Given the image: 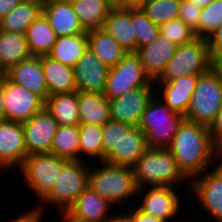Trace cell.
I'll list each match as a JSON object with an SVG mask.
<instances>
[{"mask_svg": "<svg viewBox=\"0 0 222 222\" xmlns=\"http://www.w3.org/2000/svg\"><path fill=\"white\" fill-rule=\"evenodd\" d=\"M188 180L203 174L216 163V145L208 127L186 119L167 148ZM210 167V168H209Z\"/></svg>", "mask_w": 222, "mask_h": 222, "instance_id": "cell-1", "label": "cell"}, {"mask_svg": "<svg viewBox=\"0 0 222 222\" xmlns=\"http://www.w3.org/2000/svg\"><path fill=\"white\" fill-rule=\"evenodd\" d=\"M132 169L138 189L148 186H168L177 189L182 182L185 184V181L190 185V180H187L179 169L176 159L167 148H148Z\"/></svg>", "mask_w": 222, "mask_h": 222, "instance_id": "cell-2", "label": "cell"}, {"mask_svg": "<svg viewBox=\"0 0 222 222\" xmlns=\"http://www.w3.org/2000/svg\"><path fill=\"white\" fill-rule=\"evenodd\" d=\"M97 168H89L88 187L112 205L131 200L137 195L134 171L130 166L110 165L99 162Z\"/></svg>", "mask_w": 222, "mask_h": 222, "instance_id": "cell-3", "label": "cell"}, {"mask_svg": "<svg viewBox=\"0 0 222 222\" xmlns=\"http://www.w3.org/2000/svg\"><path fill=\"white\" fill-rule=\"evenodd\" d=\"M185 116L170 109L155 94L142 113L138 126L146 135L148 148H168Z\"/></svg>", "mask_w": 222, "mask_h": 222, "instance_id": "cell-4", "label": "cell"}, {"mask_svg": "<svg viewBox=\"0 0 222 222\" xmlns=\"http://www.w3.org/2000/svg\"><path fill=\"white\" fill-rule=\"evenodd\" d=\"M85 160H69L60 172L50 193L36 208L44 213V204L56 206L58 212L69 210L76 199L88 187L90 164ZM47 204V205H46Z\"/></svg>", "mask_w": 222, "mask_h": 222, "instance_id": "cell-5", "label": "cell"}, {"mask_svg": "<svg viewBox=\"0 0 222 222\" xmlns=\"http://www.w3.org/2000/svg\"><path fill=\"white\" fill-rule=\"evenodd\" d=\"M222 105V81L219 74L211 68L200 75L190 98L185 119L209 126Z\"/></svg>", "mask_w": 222, "mask_h": 222, "instance_id": "cell-6", "label": "cell"}, {"mask_svg": "<svg viewBox=\"0 0 222 222\" xmlns=\"http://www.w3.org/2000/svg\"><path fill=\"white\" fill-rule=\"evenodd\" d=\"M207 38L197 37L180 45L168 62L163 74L155 82H169L188 75H202L212 68Z\"/></svg>", "mask_w": 222, "mask_h": 222, "instance_id": "cell-7", "label": "cell"}, {"mask_svg": "<svg viewBox=\"0 0 222 222\" xmlns=\"http://www.w3.org/2000/svg\"><path fill=\"white\" fill-rule=\"evenodd\" d=\"M68 161L52 153H34L28 155L19 168L23 176V182L42 201L52 190L62 167Z\"/></svg>", "mask_w": 222, "mask_h": 222, "instance_id": "cell-8", "label": "cell"}, {"mask_svg": "<svg viewBox=\"0 0 222 222\" xmlns=\"http://www.w3.org/2000/svg\"><path fill=\"white\" fill-rule=\"evenodd\" d=\"M148 83L154 82L145 73L139 56L127 53L121 61L109 68L104 95L107 99H114Z\"/></svg>", "mask_w": 222, "mask_h": 222, "instance_id": "cell-9", "label": "cell"}, {"mask_svg": "<svg viewBox=\"0 0 222 222\" xmlns=\"http://www.w3.org/2000/svg\"><path fill=\"white\" fill-rule=\"evenodd\" d=\"M188 188L193 193V200L194 197L198 200L197 206L208 213L209 218L212 216L215 222H222V169L216 166L206 170L191 179Z\"/></svg>", "mask_w": 222, "mask_h": 222, "instance_id": "cell-10", "label": "cell"}, {"mask_svg": "<svg viewBox=\"0 0 222 222\" xmlns=\"http://www.w3.org/2000/svg\"><path fill=\"white\" fill-rule=\"evenodd\" d=\"M5 121L24 122L44 109L45 101L21 85L3 78Z\"/></svg>", "mask_w": 222, "mask_h": 222, "instance_id": "cell-11", "label": "cell"}, {"mask_svg": "<svg viewBox=\"0 0 222 222\" xmlns=\"http://www.w3.org/2000/svg\"><path fill=\"white\" fill-rule=\"evenodd\" d=\"M147 190V191H146ZM146 191V193H145ZM175 187L168 186H148L138 189L137 195L144 193L138 208L163 222H172L174 219L181 215L179 214L181 206V195H178Z\"/></svg>", "mask_w": 222, "mask_h": 222, "instance_id": "cell-12", "label": "cell"}, {"mask_svg": "<svg viewBox=\"0 0 222 222\" xmlns=\"http://www.w3.org/2000/svg\"><path fill=\"white\" fill-rule=\"evenodd\" d=\"M154 94L155 83H148L120 97L108 99L111 120L137 127L142 113Z\"/></svg>", "mask_w": 222, "mask_h": 222, "instance_id": "cell-13", "label": "cell"}, {"mask_svg": "<svg viewBox=\"0 0 222 222\" xmlns=\"http://www.w3.org/2000/svg\"><path fill=\"white\" fill-rule=\"evenodd\" d=\"M22 127L27 155L51 153L53 138L59 125L45 108L22 122Z\"/></svg>", "mask_w": 222, "mask_h": 222, "instance_id": "cell-14", "label": "cell"}, {"mask_svg": "<svg viewBox=\"0 0 222 222\" xmlns=\"http://www.w3.org/2000/svg\"><path fill=\"white\" fill-rule=\"evenodd\" d=\"M27 156L22 123L0 121V169L20 168Z\"/></svg>", "mask_w": 222, "mask_h": 222, "instance_id": "cell-15", "label": "cell"}, {"mask_svg": "<svg viewBox=\"0 0 222 222\" xmlns=\"http://www.w3.org/2000/svg\"><path fill=\"white\" fill-rule=\"evenodd\" d=\"M77 92L104 93L109 68L87 48L73 67Z\"/></svg>", "mask_w": 222, "mask_h": 222, "instance_id": "cell-16", "label": "cell"}, {"mask_svg": "<svg viewBox=\"0 0 222 222\" xmlns=\"http://www.w3.org/2000/svg\"><path fill=\"white\" fill-rule=\"evenodd\" d=\"M177 47L178 45L159 34L151 43L137 49L136 54L151 81L155 82L161 77Z\"/></svg>", "mask_w": 222, "mask_h": 222, "instance_id": "cell-17", "label": "cell"}, {"mask_svg": "<svg viewBox=\"0 0 222 222\" xmlns=\"http://www.w3.org/2000/svg\"><path fill=\"white\" fill-rule=\"evenodd\" d=\"M199 77L200 75H188L169 82H154L157 83L155 95L171 110L185 116Z\"/></svg>", "mask_w": 222, "mask_h": 222, "instance_id": "cell-18", "label": "cell"}, {"mask_svg": "<svg viewBox=\"0 0 222 222\" xmlns=\"http://www.w3.org/2000/svg\"><path fill=\"white\" fill-rule=\"evenodd\" d=\"M6 78L37 94L44 101L49 97V91L39 57L31 56L17 65L12 66L7 71Z\"/></svg>", "mask_w": 222, "mask_h": 222, "instance_id": "cell-19", "label": "cell"}, {"mask_svg": "<svg viewBox=\"0 0 222 222\" xmlns=\"http://www.w3.org/2000/svg\"><path fill=\"white\" fill-rule=\"evenodd\" d=\"M42 14L58 37L87 33L68 1L53 0L45 3L42 7Z\"/></svg>", "mask_w": 222, "mask_h": 222, "instance_id": "cell-20", "label": "cell"}, {"mask_svg": "<svg viewBox=\"0 0 222 222\" xmlns=\"http://www.w3.org/2000/svg\"><path fill=\"white\" fill-rule=\"evenodd\" d=\"M147 149L146 135L139 127H133L122 136L117 146L105 157L104 162L132 167Z\"/></svg>", "mask_w": 222, "mask_h": 222, "instance_id": "cell-21", "label": "cell"}, {"mask_svg": "<svg viewBox=\"0 0 222 222\" xmlns=\"http://www.w3.org/2000/svg\"><path fill=\"white\" fill-rule=\"evenodd\" d=\"M127 53H136V38L131 23V8L113 7L102 27Z\"/></svg>", "mask_w": 222, "mask_h": 222, "instance_id": "cell-22", "label": "cell"}, {"mask_svg": "<svg viewBox=\"0 0 222 222\" xmlns=\"http://www.w3.org/2000/svg\"><path fill=\"white\" fill-rule=\"evenodd\" d=\"M49 96L76 91L73 68L65 66L49 55L39 56Z\"/></svg>", "mask_w": 222, "mask_h": 222, "instance_id": "cell-23", "label": "cell"}, {"mask_svg": "<svg viewBox=\"0 0 222 222\" xmlns=\"http://www.w3.org/2000/svg\"><path fill=\"white\" fill-rule=\"evenodd\" d=\"M79 124L103 126L111 120L110 107L104 93L77 92Z\"/></svg>", "mask_w": 222, "mask_h": 222, "instance_id": "cell-24", "label": "cell"}, {"mask_svg": "<svg viewBox=\"0 0 222 222\" xmlns=\"http://www.w3.org/2000/svg\"><path fill=\"white\" fill-rule=\"evenodd\" d=\"M111 206L109 201L87 187L68 211L89 222H104L111 215Z\"/></svg>", "mask_w": 222, "mask_h": 222, "instance_id": "cell-25", "label": "cell"}, {"mask_svg": "<svg viewBox=\"0 0 222 222\" xmlns=\"http://www.w3.org/2000/svg\"><path fill=\"white\" fill-rule=\"evenodd\" d=\"M88 48L108 68L115 66L127 52L103 28L87 31Z\"/></svg>", "mask_w": 222, "mask_h": 222, "instance_id": "cell-26", "label": "cell"}, {"mask_svg": "<svg viewBox=\"0 0 222 222\" xmlns=\"http://www.w3.org/2000/svg\"><path fill=\"white\" fill-rule=\"evenodd\" d=\"M42 7L37 0H22L0 20V30L25 34L27 27L42 14Z\"/></svg>", "mask_w": 222, "mask_h": 222, "instance_id": "cell-27", "label": "cell"}, {"mask_svg": "<svg viewBox=\"0 0 222 222\" xmlns=\"http://www.w3.org/2000/svg\"><path fill=\"white\" fill-rule=\"evenodd\" d=\"M44 108L56 120L59 126L79 125L77 91L68 94L49 96L45 100Z\"/></svg>", "mask_w": 222, "mask_h": 222, "instance_id": "cell-28", "label": "cell"}, {"mask_svg": "<svg viewBox=\"0 0 222 222\" xmlns=\"http://www.w3.org/2000/svg\"><path fill=\"white\" fill-rule=\"evenodd\" d=\"M25 35L29 52L35 57L49 55L58 37L43 14L27 27Z\"/></svg>", "mask_w": 222, "mask_h": 222, "instance_id": "cell-29", "label": "cell"}, {"mask_svg": "<svg viewBox=\"0 0 222 222\" xmlns=\"http://www.w3.org/2000/svg\"><path fill=\"white\" fill-rule=\"evenodd\" d=\"M71 5L85 31L102 28L113 8L107 0H76Z\"/></svg>", "mask_w": 222, "mask_h": 222, "instance_id": "cell-30", "label": "cell"}, {"mask_svg": "<svg viewBox=\"0 0 222 222\" xmlns=\"http://www.w3.org/2000/svg\"><path fill=\"white\" fill-rule=\"evenodd\" d=\"M88 48L87 33L57 37L49 53L56 61L73 68Z\"/></svg>", "mask_w": 222, "mask_h": 222, "instance_id": "cell-31", "label": "cell"}, {"mask_svg": "<svg viewBox=\"0 0 222 222\" xmlns=\"http://www.w3.org/2000/svg\"><path fill=\"white\" fill-rule=\"evenodd\" d=\"M30 57L25 34L0 30V60L7 71Z\"/></svg>", "mask_w": 222, "mask_h": 222, "instance_id": "cell-32", "label": "cell"}, {"mask_svg": "<svg viewBox=\"0 0 222 222\" xmlns=\"http://www.w3.org/2000/svg\"><path fill=\"white\" fill-rule=\"evenodd\" d=\"M51 153L67 160H80L79 125L59 126L54 135Z\"/></svg>", "mask_w": 222, "mask_h": 222, "instance_id": "cell-33", "label": "cell"}, {"mask_svg": "<svg viewBox=\"0 0 222 222\" xmlns=\"http://www.w3.org/2000/svg\"><path fill=\"white\" fill-rule=\"evenodd\" d=\"M79 148L80 160H84L87 156L91 159L96 158L97 162H102V126L79 124Z\"/></svg>", "mask_w": 222, "mask_h": 222, "instance_id": "cell-34", "label": "cell"}, {"mask_svg": "<svg viewBox=\"0 0 222 222\" xmlns=\"http://www.w3.org/2000/svg\"><path fill=\"white\" fill-rule=\"evenodd\" d=\"M181 0H146L140 7L156 25L179 17Z\"/></svg>", "mask_w": 222, "mask_h": 222, "instance_id": "cell-35", "label": "cell"}, {"mask_svg": "<svg viewBox=\"0 0 222 222\" xmlns=\"http://www.w3.org/2000/svg\"><path fill=\"white\" fill-rule=\"evenodd\" d=\"M131 23L138 48L151 43L159 34V26L154 24L141 8H131Z\"/></svg>", "mask_w": 222, "mask_h": 222, "instance_id": "cell-36", "label": "cell"}, {"mask_svg": "<svg viewBox=\"0 0 222 222\" xmlns=\"http://www.w3.org/2000/svg\"><path fill=\"white\" fill-rule=\"evenodd\" d=\"M219 25H222V0H213L201 11L198 37L207 38Z\"/></svg>", "mask_w": 222, "mask_h": 222, "instance_id": "cell-37", "label": "cell"}, {"mask_svg": "<svg viewBox=\"0 0 222 222\" xmlns=\"http://www.w3.org/2000/svg\"><path fill=\"white\" fill-rule=\"evenodd\" d=\"M159 32L178 46L191 43L197 38L194 31L179 18L159 25Z\"/></svg>", "mask_w": 222, "mask_h": 222, "instance_id": "cell-38", "label": "cell"}, {"mask_svg": "<svg viewBox=\"0 0 222 222\" xmlns=\"http://www.w3.org/2000/svg\"><path fill=\"white\" fill-rule=\"evenodd\" d=\"M133 127L122 122L110 120L102 126L103 161L105 157L117 146L124 134Z\"/></svg>", "mask_w": 222, "mask_h": 222, "instance_id": "cell-39", "label": "cell"}, {"mask_svg": "<svg viewBox=\"0 0 222 222\" xmlns=\"http://www.w3.org/2000/svg\"><path fill=\"white\" fill-rule=\"evenodd\" d=\"M201 11V8L190 3L188 0H181L178 18L194 31L196 37H198V21Z\"/></svg>", "mask_w": 222, "mask_h": 222, "instance_id": "cell-40", "label": "cell"}, {"mask_svg": "<svg viewBox=\"0 0 222 222\" xmlns=\"http://www.w3.org/2000/svg\"><path fill=\"white\" fill-rule=\"evenodd\" d=\"M207 42L212 62L215 59L222 58V25H219L207 37Z\"/></svg>", "mask_w": 222, "mask_h": 222, "instance_id": "cell-41", "label": "cell"}, {"mask_svg": "<svg viewBox=\"0 0 222 222\" xmlns=\"http://www.w3.org/2000/svg\"><path fill=\"white\" fill-rule=\"evenodd\" d=\"M208 131L211 135L212 141L217 145L222 140V105L218 110L216 117L208 126Z\"/></svg>", "mask_w": 222, "mask_h": 222, "instance_id": "cell-42", "label": "cell"}, {"mask_svg": "<svg viewBox=\"0 0 222 222\" xmlns=\"http://www.w3.org/2000/svg\"><path fill=\"white\" fill-rule=\"evenodd\" d=\"M43 213L38 210L36 207H33L31 210L25 212L14 220L10 222H41Z\"/></svg>", "mask_w": 222, "mask_h": 222, "instance_id": "cell-43", "label": "cell"}, {"mask_svg": "<svg viewBox=\"0 0 222 222\" xmlns=\"http://www.w3.org/2000/svg\"><path fill=\"white\" fill-rule=\"evenodd\" d=\"M130 216L132 222H163L160 219L155 218L149 214L142 212L138 207L136 209H131Z\"/></svg>", "mask_w": 222, "mask_h": 222, "instance_id": "cell-44", "label": "cell"}, {"mask_svg": "<svg viewBox=\"0 0 222 222\" xmlns=\"http://www.w3.org/2000/svg\"><path fill=\"white\" fill-rule=\"evenodd\" d=\"M22 0H0V20L5 17Z\"/></svg>", "mask_w": 222, "mask_h": 222, "instance_id": "cell-45", "label": "cell"}, {"mask_svg": "<svg viewBox=\"0 0 222 222\" xmlns=\"http://www.w3.org/2000/svg\"><path fill=\"white\" fill-rule=\"evenodd\" d=\"M104 222H132L130 211L127 213L123 211L120 214L113 215L111 213V215Z\"/></svg>", "mask_w": 222, "mask_h": 222, "instance_id": "cell-46", "label": "cell"}, {"mask_svg": "<svg viewBox=\"0 0 222 222\" xmlns=\"http://www.w3.org/2000/svg\"><path fill=\"white\" fill-rule=\"evenodd\" d=\"M60 214L62 215L63 222H89L87 220H83L80 218H77L75 215L70 213L68 210L60 211Z\"/></svg>", "mask_w": 222, "mask_h": 222, "instance_id": "cell-47", "label": "cell"}, {"mask_svg": "<svg viewBox=\"0 0 222 222\" xmlns=\"http://www.w3.org/2000/svg\"><path fill=\"white\" fill-rule=\"evenodd\" d=\"M146 0H123V8H140Z\"/></svg>", "mask_w": 222, "mask_h": 222, "instance_id": "cell-48", "label": "cell"}, {"mask_svg": "<svg viewBox=\"0 0 222 222\" xmlns=\"http://www.w3.org/2000/svg\"><path fill=\"white\" fill-rule=\"evenodd\" d=\"M0 121H5L4 99H3V78L0 80Z\"/></svg>", "mask_w": 222, "mask_h": 222, "instance_id": "cell-49", "label": "cell"}, {"mask_svg": "<svg viewBox=\"0 0 222 222\" xmlns=\"http://www.w3.org/2000/svg\"><path fill=\"white\" fill-rule=\"evenodd\" d=\"M218 159L219 162L216 161L215 165H217L218 167H222V140L216 145V160Z\"/></svg>", "mask_w": 222, "mask_h": 222, "instance_id": "cell-50", "label": "cell"}, {"mask_svg": "<svg viewBox=\"0 0 222 222\" xmlns=\"http://www.w3.org/2000/svg\"><path fill=\"white\" fill-rule=\"evenodd\" d=\"M212 68L219 74L222 81V58L215 59Z\"/></svg>", "mask_w": 222, "mask_h": 222, "instance_id": "cell-51", "label": "cell"}, {"mask_svg": "<svg viewBox=\"0 0 222 222\" xmlns=\"http://www.w3.org/2000/svg\"><path fill=\"white\" fill-rule=\"evenodd\" d=\"M190 3L194 4L195 6L203 9L208 4H210L213 0H188Z\"/></svg>", "mask_w": 222, "mask_h": 222, "instance_id": "cell-52", "label": "cell"}, {"mask_svg": "<svg viewBox=\"0 0 222 222\" xmlns=\"http://www.w3.org/2000/svg\"><path fill=\"white\" fill-rule=\"evenodd\" d=\"M112 7H120L123 8V0H107Z\"/></svg>", "mask_w": 222, "mask_h": 222, "instance_id": "cell-53", "label": "cell"}, {"mask_svg": "<svg viewBox=\"0 0 222 222\" xmlns=\"http://www.w3.org/2000/svg\"><path fill=\"white\" fill-rule=\"evenodd\" d=\"M7 70L3 67V64L0 60V80L4 77H6Z\"/></svg>", "mask_w": 222, "mask_h": 222, "instance_id": "cell-54", "label": "cell"}, {"mask_svg": "<svg viewBox=\"0 0 222 222\" xmlns=\"http://www.w3.org/2000/svg\"><path fill=\"white\" fill-rule=\"evenodd\" d=\"M38 2L42 3V4H45L47 2H50V1H53V0H37Z\"/></svg>", "mask_w": 222, "mask_h": 222, "instance_id": "cell-55", "label": "cell"}, {"mask_svg": "<svg viewBox=\"0 0 222 222\" xmlns=\"http://www.w3.org/2000/svg\"><path fill=\"white\" fill-rule=\"evenodd\" d=\"M178 222H187V218H186V221L185 219H181V221L179 220Z\"/></svg>", "mask_w": 222, "mask_h": 222, "instance_id": "cell-56", "label": "cell"}, {"mask_svg": "<svg viewBox=\"0 0 222 222\" xmlns=\"http://www.w3.org/2000/svg\"><path fill=\"white\" fill-rule=\"evenodd\" d=\"M190 219H191V218L187 219V222H191V220H190ZM192 222H196V221H193V220H192Z\"/></svg>", "mask_w": 222, "mask_h": 222, "instance_id": "cell-57", "label": "cell"}, {"mask_svg": "<svg viewBox=\"0 0 222 222\" xmlns=\"http://www.w3.org/2000/svg\"><path fill=\"white\" fill-rule=\"evenodd\" d=\"M65 1H68V2H70V3H71V2L76 1V0H65Z\"/></svg>", "mask_w": 222, "mask_h": 222, "instance_id": "cell-58", "label": "cell"}]
</instances>
